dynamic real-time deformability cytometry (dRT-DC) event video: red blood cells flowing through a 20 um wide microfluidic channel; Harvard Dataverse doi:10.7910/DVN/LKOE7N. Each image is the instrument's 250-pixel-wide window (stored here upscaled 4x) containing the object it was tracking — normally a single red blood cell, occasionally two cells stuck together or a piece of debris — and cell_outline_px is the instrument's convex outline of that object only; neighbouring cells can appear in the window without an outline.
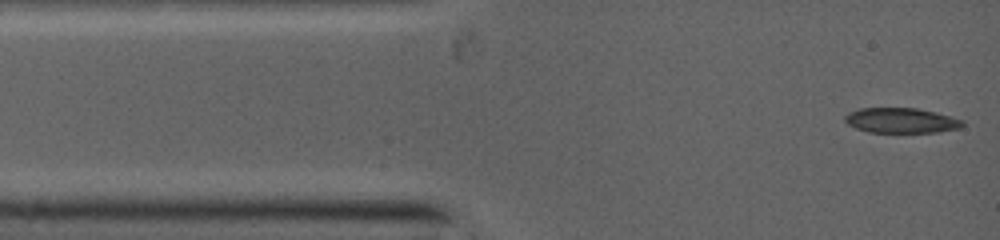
{"species": "common noctule bat (a hibernating species)", "species_latin": "Nyctalus noctula", "temperature_condition": "warm", "stored_images_in_passage": 4, "camera_frame_rate_fps": 5000, "um_per_image_px": 0.085, "animal": {"sex": "female", "body_mass_g": 19.0, "forearm_length_mm": 53.3}, "frame": {"image": 1, "passage_image": 1, "time_ms": 0.0, "image_size_px": [1000, 240], "cell_outline_px": [[964, 124], [956, 128], [936, 132], [872, 132], [856, 128], [848, 124], [844, 120], [844, 116], [848, 112], [860, 108], [916, 108], [936, 112], [964, 120]], "centroid_in_image_um": [76.57, 10.23], "position_along_channel_um": 8.4, "area_um2": 17.05}}